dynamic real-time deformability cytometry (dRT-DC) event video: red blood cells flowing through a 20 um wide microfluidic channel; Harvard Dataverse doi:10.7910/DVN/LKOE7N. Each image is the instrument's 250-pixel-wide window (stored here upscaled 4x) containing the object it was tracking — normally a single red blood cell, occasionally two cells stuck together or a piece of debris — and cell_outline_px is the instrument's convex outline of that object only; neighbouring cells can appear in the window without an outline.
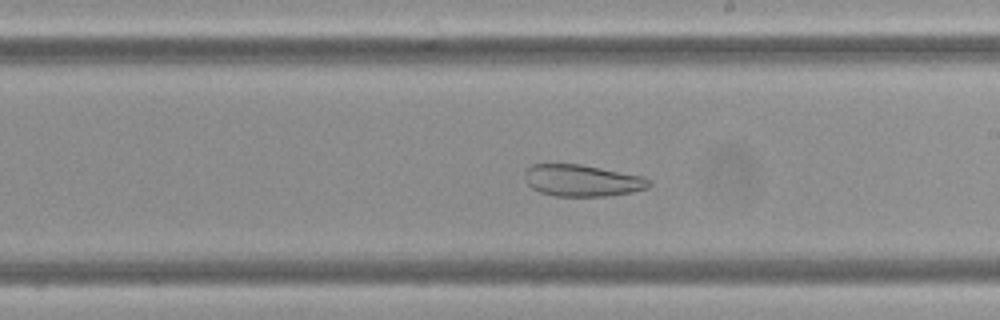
{"species": "Egyptian fruit bat (a non-hibernating species)", "species_latin": "Rousettus aegyptiacus", "temperature_condition": "cold", "stored_images_in_passage": 20, "camera_frame_rate_fps": 3000, "um_per_image_px": 0.085, "frame": {"image": 1, "passage_image": 17, "time_ms": 5.333, "image_size_px": [1000, 320], "cell_outline_px": [[652, 184], [648, 188], [632, 192], [608, 196], [556, 196], [540, 192], [532, 188], [528, 184], [524, 176], [524, 172], [532, 164], [580, 164], [640, 176], [648, 180]], "centroid_in_image_um": [49.46, 15.35], "position_along_channel_um": 239.5, "area_um2": 22.77}}